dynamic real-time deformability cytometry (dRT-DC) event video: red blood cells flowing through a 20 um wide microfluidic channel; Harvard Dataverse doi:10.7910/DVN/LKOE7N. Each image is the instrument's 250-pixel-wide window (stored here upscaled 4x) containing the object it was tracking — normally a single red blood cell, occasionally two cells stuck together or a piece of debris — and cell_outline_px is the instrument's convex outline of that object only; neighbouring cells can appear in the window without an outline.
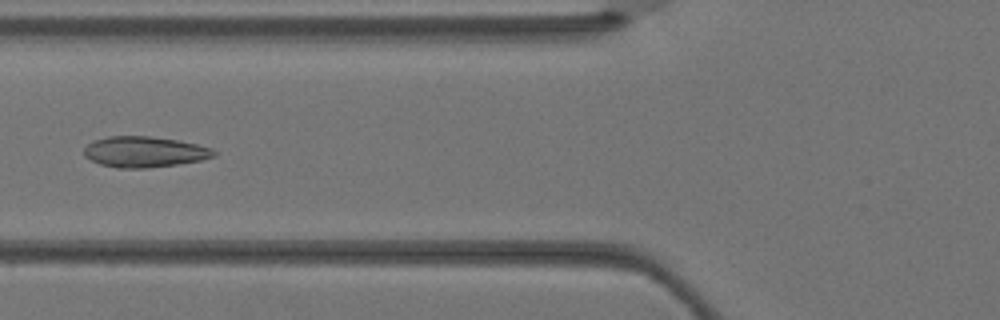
{"species": "Egyptian fruit bat (a non-hibernating species)", "species_latin": "Rousettus aegyptiacus", "temperature_condition": "warm", "stored_images_in_passage": 5, "camera_frame_rate_fps": 3000, "um_per_image_px": 0.085, "animal": {"sex": "female"}, "frame": {"image": 1, "passage_image": 5, "time_ms": 1.333, "image_size_px": [1000, 320], "cell_outline_px": [[216, 156], [200, 160], [176, 164], [144, 168], [116, 168], [100, 164], [84, 156], [84, 148], [92, 140], [108, 136], [148, 136], [176, 140], [196, 144], [212, 148], [216, 152]], "centroid_in_image_um": [12.25, 12.9], "position_along_channel_um": 113.6, "area_um2": 23.18}}